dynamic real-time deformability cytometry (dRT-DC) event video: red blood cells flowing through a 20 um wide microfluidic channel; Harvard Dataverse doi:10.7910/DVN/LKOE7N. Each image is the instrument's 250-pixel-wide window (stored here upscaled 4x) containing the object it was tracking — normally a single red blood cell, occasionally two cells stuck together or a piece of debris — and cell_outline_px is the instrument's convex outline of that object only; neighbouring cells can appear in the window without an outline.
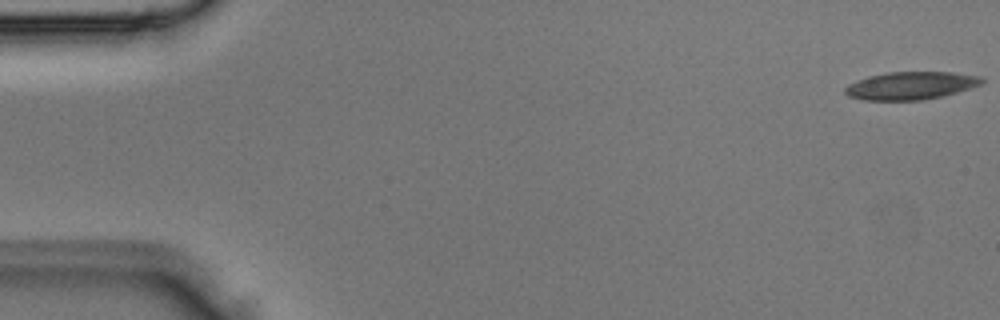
{"species": "Egyptian fruit bat (a non-hibernating species)", "species_latin": "Rousettus aegyptiacus", "temperature_condition": "room temperature", "stored_images_in_passage": 4, "camera_frame_rate_fps": 3000, "um_per_image_px": 0.085, "animal": {"sex": "male"}, "frame": {"image": 1, "passage_image": 1, "time_ms": 0.0, "image_size_px": [1000, 320], "cell_outline_px": [[984, 80], [980, 84], [956, 92], [940, 96], [920, 100], [864, 100], [848, 96], [844, 92], [844, 88], [848, 84], [856, 80], [868, 76], [884, 72], [952, 72], [984, 76]], "centroid_in_image_um": [77.38, 7.26], "position_along_channel_um": 7.6, "area_um2": 22.14}}
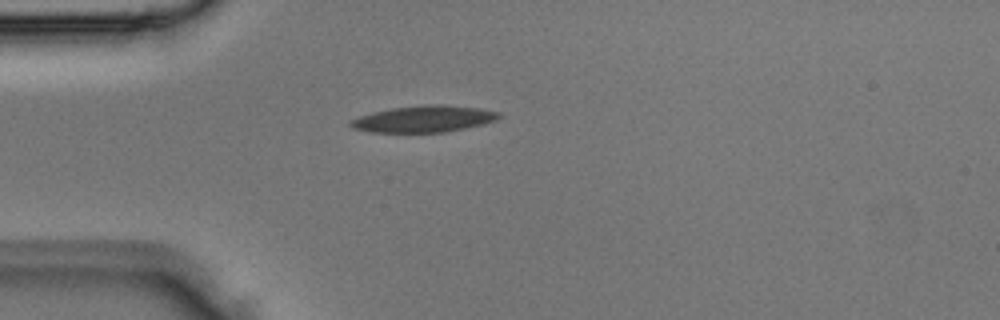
{"frame": {"image": 2, "passage_image": 4, "time_ms": 1.0, "image_size_px": [1000, 320], "cell_outline_px": [[500, 116], [496, 120], [484, 124], [444, 132], [368, 132], [352, 128], [348, 124], [348, 120], [372, 112], [392, 108], [480, 108], [500, 112]], "centroid_in_image_um": [35.93, 10.18], "position_along_channel_um": 49.1, "area_um2": 21.56}}